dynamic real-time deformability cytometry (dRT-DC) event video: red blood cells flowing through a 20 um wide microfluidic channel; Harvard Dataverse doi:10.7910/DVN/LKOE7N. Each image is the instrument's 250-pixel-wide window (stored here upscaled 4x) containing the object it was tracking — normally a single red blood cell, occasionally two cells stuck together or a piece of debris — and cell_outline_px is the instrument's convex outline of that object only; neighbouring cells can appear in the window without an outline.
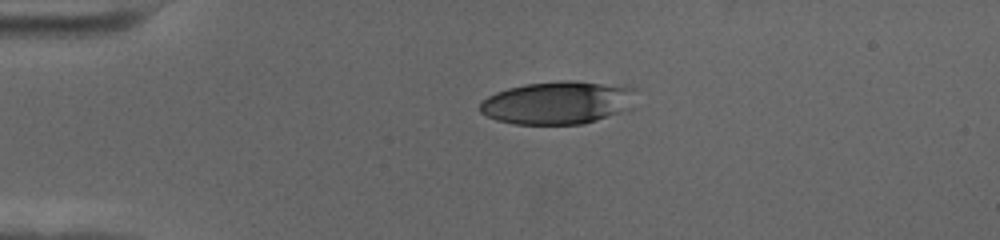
{"species": "human", "species_latin": "Homo sapiens", "temperature_condition": "cold", "stored_images_in_passage": 46, "camera_frame_rate_fps": 3000, "um_per_image_px": 0.085, "donor": {"sex": "female"}, "frame": {"image": 1, "passage_image": 1, "time_ms": 0.0, "image_size_px": [1000, 240], "cell_outline_px": [[636, 88], [620, 112], [584, 124], [512, 124], [496, 120], [480, 112], [480, 104], [488, 96], [496, 92], [508, 88], [524, 84], [560, 80], [576, 80]], "centroid_in_image_um": [47.28, 8.72], "position_along_channel_um": 37.7, "area_um2": 38.32}}
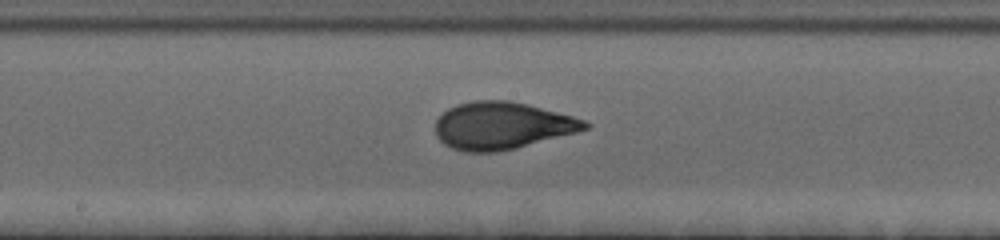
{"frame": {"image": 2, "passage_image": 19, "time_ms": 6.0, "image_size_px": [1000, 240], "cell_outline_px": [[592, 124], [588, 128], [576, 132], [516, 148], [496, 152], [464, 152], [452, 148], [444, 144], [436, 136], [436, 120], [448, 108], [456, 104], [472, 100], [508, 100], [528, 104], [572, 116], [584, 120]], "centroid_in_image_um": [42.65, 10.67], "position_along_channel_um": 205.6, "area_um2": 41.15}}
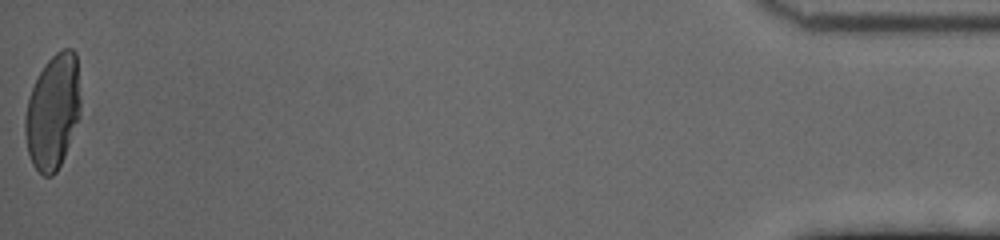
{"frame": {"image": 3, "passage_image": 46, "time_ms": 15.0, "image_size_px": [1000, 240], "cell_outline_px": [[80, 116], [64, 156], [56, 172], [52, 176], [44, 176], [32, 164], [28, 152], [24, 132], [24, 120], [28, 100], [32, 88], [44, 64], [56, 52], [64, 48], [72, 48], [76, 52], [80, 100]], "centroid_in_image_um": [4.49, 9.49], "position_along_channel_um": 430.7, "area_um2": 36.99}, "authors_computed_cell_mechanics": {"area_um2": 39.9109, "velocity_mm_per_s": 3.4822, "shape_relaxation_time_tau1_ms": 4.6465, "shape_relaxation_time_tau2_ms": 0.9412, "deformation_change_tau1": 0.2099, "deformation_change_tau2": 0.0677}}